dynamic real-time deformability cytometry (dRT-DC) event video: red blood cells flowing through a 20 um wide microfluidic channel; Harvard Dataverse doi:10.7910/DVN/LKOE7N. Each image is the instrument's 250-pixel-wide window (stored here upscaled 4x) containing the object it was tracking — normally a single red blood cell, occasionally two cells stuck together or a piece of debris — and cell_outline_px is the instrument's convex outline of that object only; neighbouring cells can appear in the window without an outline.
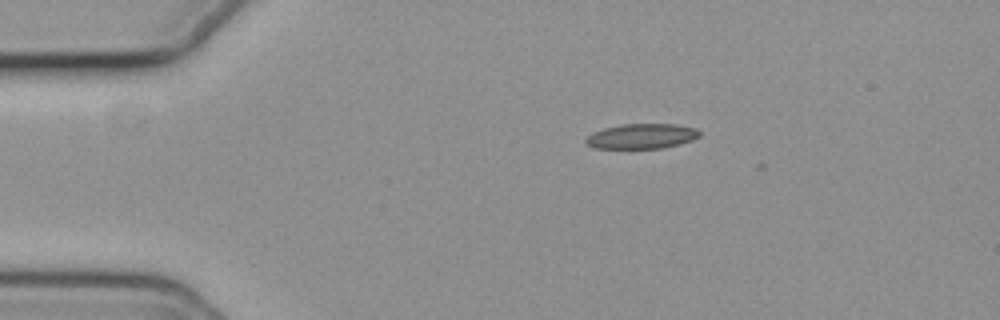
{"species": "common noctule bat (a hibernating species)", "species_latin": "Nyctalus noctula", "temperature_condition": "cold", "stored_images_in_passage": 12, "camera_frame_rate_fps": 3000, "um_per_image_px": 0.085, "animal": {"sex": "female", "body_mass_g": 19.3, "forearm_length_mm": 54.1}, "frame": {"image": 1, "passage_image": 6, "time_ms": 1.667, "image_size_px": [1000, 320], "cell_outline_px": [[700, 136], [692, 140], [660, 148], [596, 148], [588, 144], [584, 140], [592, 132], [604, 128], [620, 124], [676, 124], [696, 128], [700, 132]], "centroid_in_image_um": [54.53, 11.56], "position_along_channel_um": 30.5, "area_um2": 16.42}}